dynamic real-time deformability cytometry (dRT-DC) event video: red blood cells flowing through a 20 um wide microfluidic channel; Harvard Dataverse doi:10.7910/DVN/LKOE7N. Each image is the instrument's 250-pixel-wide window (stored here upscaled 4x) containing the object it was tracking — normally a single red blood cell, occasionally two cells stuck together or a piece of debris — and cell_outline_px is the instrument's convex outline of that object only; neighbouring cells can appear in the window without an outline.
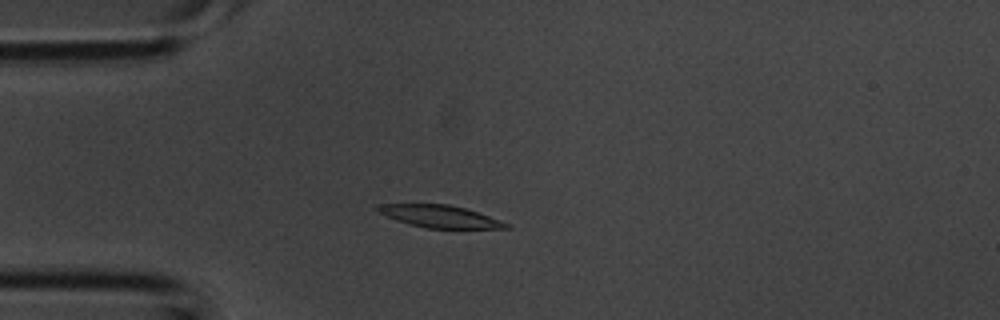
{"species": "common noctule bat (a hibernating species)", "species_latin": "Nyctalus noctula", "temperature_condition": "room temperature", "stored_images_in_passage": 3, "camera_frame_rate_fps": 3000, "um_per_image_px": 0.085, "animal": {"sex": "male", "body_mass_g": 20.1, "forearm_length_mm": 53.5}, "frame": {"image": 1, "passage_image": 3, "time_ms": 0.667, "image_size_px": [1000, 320], "cell_outline_px": [[512, 228], [424, 228], [408, 224], [396, 220], [376, 212], [372, 208], [376, 204], [448, 204], [464, 208], [500, 220], [508, 224]], "centroid_in_image_um": [37.27, 18.38], "position_along_channel_um": 47.7, "area_um2": 16.7}}